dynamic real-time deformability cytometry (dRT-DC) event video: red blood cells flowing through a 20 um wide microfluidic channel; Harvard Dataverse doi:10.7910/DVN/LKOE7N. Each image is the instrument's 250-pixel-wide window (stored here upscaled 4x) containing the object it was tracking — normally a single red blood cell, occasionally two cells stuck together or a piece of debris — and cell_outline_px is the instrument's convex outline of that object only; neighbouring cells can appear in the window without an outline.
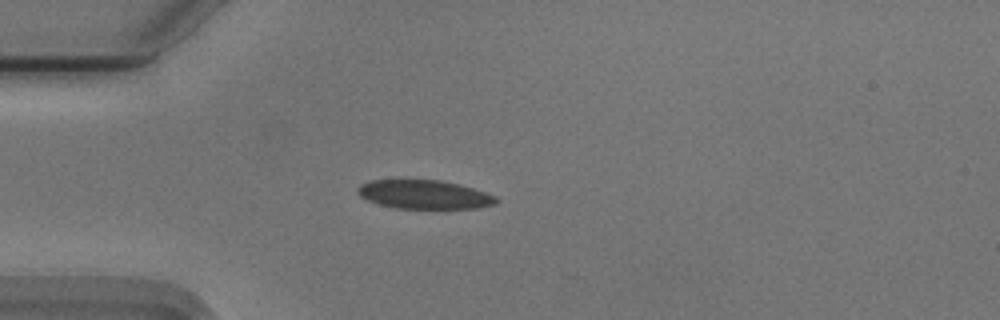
{"species": "Egyptian fruit bat (a non-hibernating species)", "species_latin": "Rousettus aegyptiacus", "temperature_condition": "cold", "stored_images_in_passage": 7, "camera_frame_rate_fps": 3000, "um_per_image_px": 0.085, "animal": {"sex": "male"}, "frame": {"image": 1, "passage_image": 1, "time_ms": 0.0, "image_size_px": [1000, 320], "cell_outline_px": [[500, 200], [496, 204], [476, 208], [396, 208], [380, 204], [368, 200], [360, 196], [356, 192], [356, 188], [360, 184], [372, 180], [440, 180], [472, 188], [496, 196]], "centroid_in_image_um": [36.05, 16.53], "position_along_channel_um": 48.9, "area_um2": 23.06}}
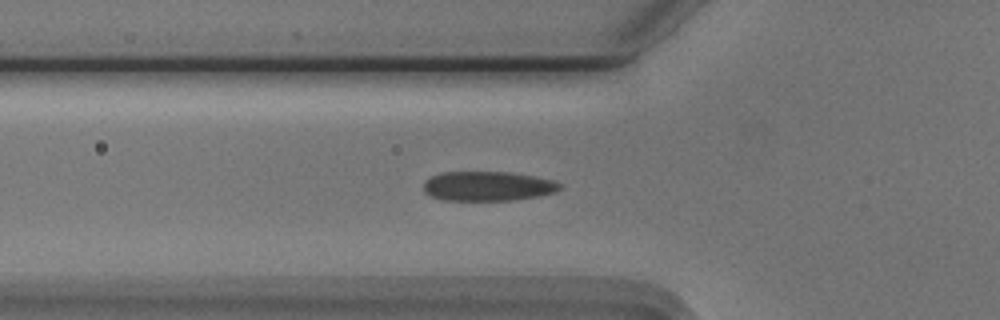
{"frame": {"image": 2, "passage_image": 5, "time_ms": 1.333, "image_size_px": [1000, 320], "cell_outline_px": [[560, 188], [556, 192], [536, 196], [512, 200], [444, 200], [428, 196], [424, 192], [424, 180], [440, 172], [508, 172], [532, 176], [552, 180], [560, 184]], "centroid_in_image_um": [41.39, 15.82], "position_along_channel_um": 84.4, "area_um2": 23.35}}